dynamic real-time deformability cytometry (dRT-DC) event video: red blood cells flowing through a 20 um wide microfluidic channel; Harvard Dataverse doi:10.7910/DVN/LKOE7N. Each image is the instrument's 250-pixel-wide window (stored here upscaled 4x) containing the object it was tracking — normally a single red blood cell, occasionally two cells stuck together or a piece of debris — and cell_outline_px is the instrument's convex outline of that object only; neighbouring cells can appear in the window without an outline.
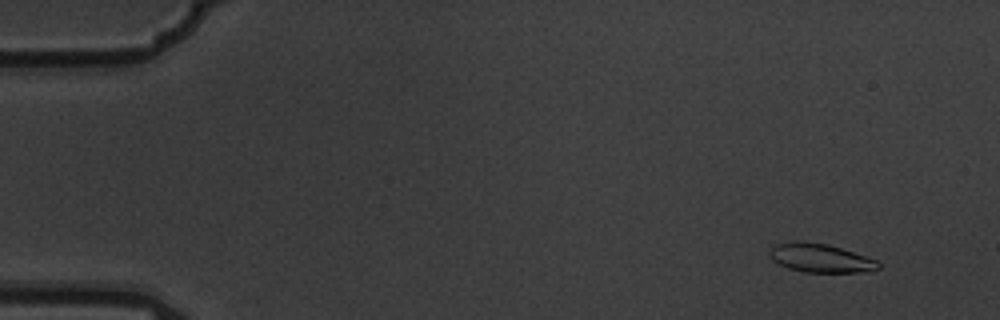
{"species": "common noctule bat (a hibernating species)", "species_latin": "Nyctalus noctula", "temperature_condition": "warm", "stored_images_in_passage": 5, "camera_frame_rate_fps": 3000, "um_per_image_px": 0.085, "animal": {"sex": "male", "body_mass_g": 19.5, "forearm_length_mm": 54.6}, "frame": {"image": 1, "passage_image": 2, "time_ms": 0.333, "image_size_px": [1000, 320], "cell_outline_px": [[880, 268], [860, 272], [804, 272], [788, 268], [772, 260], [768, 252], [776, 244], [796, 240], [828, 244], [876, 260], [880, 264]], "centroid_in_image_um": [69.69, 21.93], "position_along_channel_um": 15.3, "area_um2": 17.98}}